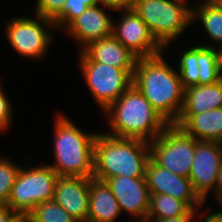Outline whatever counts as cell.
<instances>
[{
  "label": "cell",
  "instance_id": "7",
  "mask_svg": "<svg viewBox=\"0 0 222 222\" xmlns=\"http://www.w3.org/2000/svg\"><path fill=\"white\" fill-rule=\"evenodd\" d=\"M58 174L49 165L20 168L7 205L19 215H27L38 204L53 200Z\"/></svg>",
  "mask_w": 222,
  "mask_h": 222
},
{
  "label": "cell",
  "instance_id": "28",
  "mask_svg": "<svg viewBox=\"0 0 222 222\" xmlns=\"http://www.w3.org/2000/svg\"><path fill=\"white\" fill-rule=\"evenodd\" d=\"M1 86L2 85L0 84V131H3L7 130L10 126L13 107Z\"/></svg>",
  "mask_w": 222,
  "mask_h": 222
},
{
  "label": "cell",
  "instance_id": "33",
  "mask_svg": "<svg viewBox=\"0 0 222 222\" xmlns=\"http://www.w3.org/2000/svg\"><path fill=\"white\" fill-rule=\"evenodd\" d=\"M203 222H222V211H216L213 213H208L206 217H204Z\"/></svg>",
  "mask_w": 222,
  "mask_h": 222
},
{
  "label": "cell",
  "instance_id": "19",
  "mask_svg": "<svg viewBox=\"0 0 222 222\" xmlns=\"http://www.w3.org/2000/svg\"><path fill=\"white\" fill-rule=\"evenodd\" d=\"M222 107V79L213 84L193 85L184 89L180 114H201Z\"/></svg>",
  "mask_w": 222,
  "mask_h": 222
},
{
  "label": "cell",
  "instance_id": "20",
  "mask_svg": "<svg viewBox=\"0 0 222 222\" xmlns=\"http://www.w3.org/2000/svg\"><path fill=\"white\" fill-rule=\"evenodd\" d=\"M192 8V21L200 18L205 31L216 46L222 45V5L218 0H204Z\"/></svg>",
  "mask_w": 222,
  "mask_h": 222
},
{
  "label": "cell",
  "instance_id": "16",
  "mask_svg": "<svg viewBox=\"0 0 222 222\" xmlns=\"http://www.w3.org/2000/svg\"><path fill=\"white\" fill-rule=\"evenodd\" d=\"M79 62H98L121 69H135L138 57L113 35L91 42L80 51Z\"/></svg>",
  "mask_w": 222,
  "mask_h": 222
},
{
  "label": "cell",
  "instance_id": "15",
  "mask_svg": "<svg viewBox=\"0 0 222 222\" xmlns=\"http://www.w3.org/2000/svg\"><path fill=\"white\" fill-rule=\"evenodd\" d=\"M113 21L100 6L88 7L65 30L79 42L81 51L91 42L112 35Z\"/></svg>",
  "mask_w": 222,
  "mask_h": 222
},
{
  "label": "cell",
  "instance_id": "21",
  "mask_svg": "<svg viewBox=\"0 0 222 222\" xmlns=\"http://www.w3.org/2000/svg\"><path fill=\"white\" fill-rule=\"evenodd\" d=\"M183 201L167 194H150V208L147 219H168L181 215H197Z\"/></svg>",
  "mask_w": 222,
  "mask_h": 222
},
{
  "label": "cell",
  "instance_id": "18",
  "mask_svg": "<svg viewBox=\"0 0 222 222\" xmlns=\"http://www.w3.org/2000/svg\"><path fill=\"white\" fill-rule=\"evenodd\" d=\"M119 214L118 201L105 181L89 178L87 222H115Z\"/></svg>",
  "mask_w": 222,
  "mask_h": 222
},
{
  "label": "cell",
  "instance_id": "13",
  "mask_svg": "<svg viewBox=\"0 0 222 222\" xmlns=\"http://www.w3.org/2000/svg\"><path fill=\"white\" fill-rule=\"evenodd\" d=\"M105 183L116 197L121 212L137 216L136 222L147 221L150 193L145 178L114 177L107 178Z\"/></svg>",
  "mask_w": 222,
  "mask_h": 222
},
{
  "label": "cell",
  "instance_id": "11",
  "mask_svg": "<svg viewBox=\"0 0 222 222\" xmlns=\"http://www.w3.org/2000/svg\"><path fill=\"white\" fill-rule=\"evenodd\" d=\"M222 163V143L197 141L189 179L195 193L205 202L209 191L216 196L217 174Z\"/></svg>",
  "mask_w": 222,
  "mask_h": 222
},
{
  "label": "cell",
  "instance_id": "34",
  "mask_svg": "<svg viewBox=\"0 0 222 222\" xmlns=\"http://www.w3.org/2000/svg\"><path fill=\"white\" fill-rule=\"evenodd\" d=\"M217 62L220 75L222 76V45H219V49L216 48Z\"/></svg>",
  "mask_w": 222,
  "mask_h": 222
},
{
  "label": "cell",
  "instance_id": "32",
  "mask_svg": "<svg viewBox=\"0 0 222 222\" xmlns=\"http://www.w3.org/2000/svg\"><path fill=\"white\" fill-rule=\"evenodd\" d=\"M216 198L218 202L222 199V163L217 174Z\"/></svg>",
  "mask_w": 222,
  "mask_h": 222
},
{
  "label": "cell",
  "instance_id": "8",
  "mask_svg": "<svg viewBox=\"0 0 222 222\" xmlns=\"http://www.w3.org/2000/svg\"><path fill=\"white\" fill-rule=\"evenodd\" d=\"M79 65L93 99L103 111L133 83L135 69H121L98 62H80Z\"/></svg>",
  "mask_w": 222,
  "mask_h": 222
},
{
  "label": "cell",
  "instance_id": "27",
  "mask_svg": "<svg viewBox=\"0 0 222 222\" xmlns=\"http://www.w3.org/2000/svg\"><path fill=\"white\" fill-rule=\"evenodd\" d=\"M66 0H37L35 15L53 20L62 10Z\"/></svg>",
  "mask_w": 222,
  "mask_h": 222
},
{
  "label": "cell",
  "instance_id": "5",
  "mask_svg": "<svg viewBox=\"0 0 222 222\" xmlns=\"http://www.w3.org/2000/svg\"><path fill=\"white\" fill-rule=\"evenodd\" d=\"M187 0H137L134 11L148 26L158 43L166 49L192 22Z\"/></svg>",
  "mask_w": 222,
  "mask_h": 222
},
{
  "label": "cell",
  "instance_id": "24",
  "mask_svg": "<svg viewBox=\"0 0 222 222\" xmlns=\"http://www.w3.org/2000/svg\"><path fill=\"white\" fill-rule=\"evenodd\" d=\"M181 55L177 73L183 88L199 85L198 46L187 48Z\"/></svg>",
  "mask_w": 222,
  "mask_h": 222
},
{
  "label": "cell",
  "instance_id": "14",
  "mask_svg": "<svg viewBox=\"0 0 222 222\" xmlns=\"http://www.w3.org/2000/svg\"><path fill=\"white\" fill-rule=\"evenodd\" d=\"M53 200L78 222H87L89 178L58 176Z\"/></svg>",
  "mask_w": 222,
  "mask_h": 222
},
{
  "label": "cell",
  "instance_id": "26",
  "mask_svg": "<svg viewBox=\"0 0 222 222\" xmlns=\"http://www.w3.org/2000/svg\"><path fill=\"white\" fill-rule=\"evenodd\" d=\"M20 166L0 157V204H7Z\"/></svg>",
  "mask_w": 222,
  "mask_h": 222
},
{
  "label": "cell",
  "instance_id": "31",
  "mask_svg": "<svg viewBox=\"0 0 222 222\" xmlns=\"http://www.w3.org/2000/svg\"><path fill=\"white\" fill-rule=\"evenodd\" d=\"M196 215H181L168 219H147L146 222H191Z\"/></svg>",
  "mask_w": 222,
  "mask_h": 222
},
{
  "label": "cell",
  "instance_id": "12",
  "mask_svg": "<svg viewBox=\"0 0 222 222\" xmlns=\"http://www.w3.org/2000/svg\"><path fill=\"white\" fill-rule=\"evenodd\" d=\"M146 184L150 194H167L183 201L190 209L199 210L204 202L195 193L192 182L168 169L157 165L151 158L145 170Z\"/></svg>",
  "mask_w": 222,
  "mask_h": 222
},
{
  "label": "cell",
  "instance_id": "36",
  "mask_svg": "<svg viewBox=\"0 0 222 222\" xmlns=\"http://www.w3.org/2000/svg\"><path fill=\"white\" fill-rule=\"evenodd\" d=\"M219 204L218 205H220L221 204V207H222V199L218 202Z\"/></svg>",
  "mask_w": 222,
  "mask_h": 222
},
{
  "label": "cell",
  "instance_id": "4",
  "mask_svg": "<svg viewBox=\"0 0 222 222\" xmlns=\"http://www.w3.org/2000/svg\"><path fill=\"white\" fill-rule=\"evenodd\" d=\"M54 131L55 163L58 176L93 178L96 133L80 130L64 115H57Z\"/></svg>",
  "mask_w": 222,
  "mask_h": 222
},
{
  "label": "cell",
  "instance_id": "22",
  "mask_svg": "<svg viewBox=\"0 0 222 222\" xmlns=\"http://www.w3.org/2000/svg\"><path fill=\"white\" fill-rule=\"evenodd\" d=\"M199 85L213 84L222 79L219 72L216 47L198 45Z\"/></svg>",
  "mask_w": 222,
  "mask_h": 222
},
{
  "label": "cell",
  "instance_id": "29",
  "mask_svg": "<svg viewBox=\"0 0 222 222\" xmlns=\"http://www.w3.org/2000/svg\"><path fill=\"white\" fill-rule=\"evenodd\" d=\"M135 0H101V7L105 9V7L110 10H125V9H133L135 6Z\"/></svg>",
  "mask_w": 222,
  "mask_h": 222
},
{
  "label": "cell",
  "instance_id": "3",
  "mask_svg": "<svg viewBox=\"0 0 222 222\" xmlns=\"http://www.w3.org/2000/svg\"><path fill=\"white\" fill-rule=\"evenodd\" d=\"M115 137L152 142L169 124L132 84L129 89L105 110Z\"/></svg>",
  "mask_w": 222,
  "mask_h": 222
},
{
  "label": "cell",
  "instance_id": "35",
  "mask_svg": "<svg viewBox=\"0 0 222 222\" xmlns=\"http://www.w3.org/2000/svg\"><path fill=\"white\" fill-rule=\"evenodd\" d=\"M13 222H30L27 215H19Z\"/></svg>",
  "mask_w": 222,
  "mask_h": 222
},
{
  "label": "cell",
  "instance_id": "6",
  "mask_svg": "<svg viewBox=\"0 0 222 222\" xmlns=\"http://www.w3.org/2000/svg\"><path fill=\"white\" fill-rule=\"evenodd\" d=\"M196 140L176 124H168L149 144L150 158L162 168L189 178L196 151Z\"/></svg>",
  "mask_w": 222,
  "mask_h": 222
},
{
  "label": "cell",
  "instance_id": "17",
  "mask_svg": "<svg viewBox=\"0 0 222 222\" xmlns=\"http://www.w3.org/2000/svg\"><path fill=\"white\" fill-rule=\"evenodd\" d=\"M174 124L198 141L222 143V107L201 114H179Z\"/></svg>",
  "mask_w": 222,
  "mask_h": 222
},
{
  "label": "cell",
  "instance_id": "25",
  "mask_svg": "<svg viewBox=\"0 0 222 222\" xmlns=\"http://www.w3.org/2000/svg\"><path fill=\"white\" fill-rule=\"evenodd\" d=\"M101 4V0H66L61 12L52 20L56 28H66L88 7Z\"/></svg>",
  "mask_w": 222,
  "mask_h": 222
},
{
  "label": "cell",
  "instance_id": "9",
  "mask_svg": "<svg viewBox=\"0 0 222 222\" xmlns=\"http://www.w3.org/2000/svg\"><path fill=\"white\" fill-rule=\"evenodd\" d=\"M35 19L15 17L8 22L6 36L11 47L21 56L40 59L47 52L53 38L47 27L55 28L51 19L42 16Z\"/></svg>",
  "mask_w": 222,
  "mask_h": 222
},
{
  "label": "cell",
  "instance_id": "2",
  "mask_svg": "<svg viewBox=\"0 0 222 222\" xmlns=\"http://www.w3.org/2000/svg\"><path fill=\"white\" fill-rule=\"evenodd\" d=\"M149 142L98 133L94 145L93 178H145L150 159Z\"/></svg>",
  "mask_w": 222,
  "mask_h": 222
},
{
  "label": "cell",
  "instance_id": "1",
  "mask_svg": "<svg viewBox=\"0 0 222 222\" xmlns=\"http://www.w3.org/2000/svg\"><path fill=\"white\" fill-rule=\"evenodd\" d=\"M138 58L133 74V85L152 107L169 123H175L180 114L184 88L179 74L163 58Z\"/></svg>",
  "mask_w": 222,
  "mask_h": 222
},
{
  "label": "cell",
  "instance_id": "10",
  "mask_svg": "<svg viewBox=\"0 0 222 222\" xmlns=\"http://www.w3.org/2000/svg\"><path fill=\"white\" fill-rule=\"evenodd\" d=\"M121 11L124 14L119 23L113 21L112 35L138 58L154 57L163 53L165 49L134 9Z\"/></svg>",
  "mask_w": 222,
  "mask_h": 222
},
{
  "label": "cell",
  "instance_id": "23",
  "mask_svg": "<svg viewBox=\"0 0 222 222\" xmlns=\"http://www.w3.org/2000/svg\"><path fill=\"white\" fill-rule=\"evenodd\" d=\"M27 216L30 222H78L54 200L38 204Z\"/></svg>",
  "mask_w": 222,
  "mask_h": 222
},
{
  "label": "cell",
  "instance_id": "30",
  "mask_svg": "<svg viewBox=\"0 0 222 222\" xmlns=\"http://www.w3.org/2000/svg\"><path fill=\"white\" fill-rule=\"evenodd\" d=\"M18 216L7 204H0V222H13Z\"/></svg>",
  "mask_w": 222,
  "mask_h": 222
}]
</instances>
